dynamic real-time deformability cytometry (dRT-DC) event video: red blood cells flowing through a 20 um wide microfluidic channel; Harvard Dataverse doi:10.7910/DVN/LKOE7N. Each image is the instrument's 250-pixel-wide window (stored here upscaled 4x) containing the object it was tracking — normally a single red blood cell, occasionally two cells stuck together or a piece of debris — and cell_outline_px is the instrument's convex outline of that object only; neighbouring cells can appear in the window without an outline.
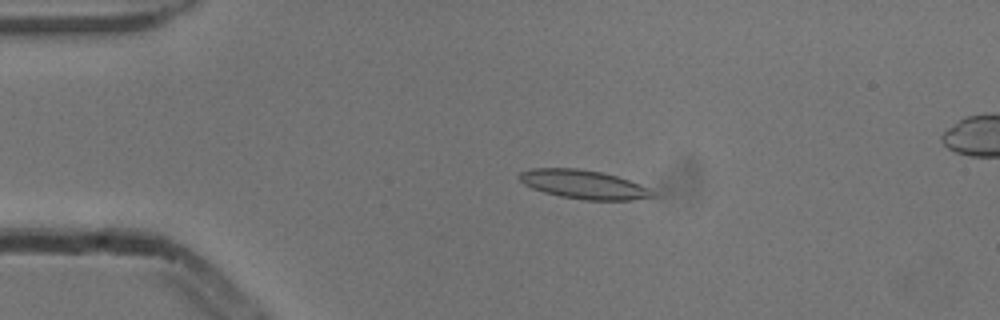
{"species": "common noctule bat (a hibernating species)", "species_latin": "Nyctalus noctula", "temperature_condition": "cold", "stored_images_in_passage": 6, "camera_frame_rate_fps": 3000, "um_per_image_px": 0.085, "animal": {"sex": "male", "body_mass_g": 13.3}, "frame": {"image": 1, "passage_image": 4, "time_ms": 1.0, "image_size_px": [1000, 320], "cell_outline_px": [[656, 196], [632, 200], [584, 200], [560, 196], [544, 192], [532, 188], [524, 184], [516, 176], [520, 172], [532, 168], [576, 168], [600, 172], [616, 176], [640, 184], [648, 188]], "centroid_in_image_um": [49.57, 15.68], "position_along_channel_um": 35.4, "area_um2": 22.25}}